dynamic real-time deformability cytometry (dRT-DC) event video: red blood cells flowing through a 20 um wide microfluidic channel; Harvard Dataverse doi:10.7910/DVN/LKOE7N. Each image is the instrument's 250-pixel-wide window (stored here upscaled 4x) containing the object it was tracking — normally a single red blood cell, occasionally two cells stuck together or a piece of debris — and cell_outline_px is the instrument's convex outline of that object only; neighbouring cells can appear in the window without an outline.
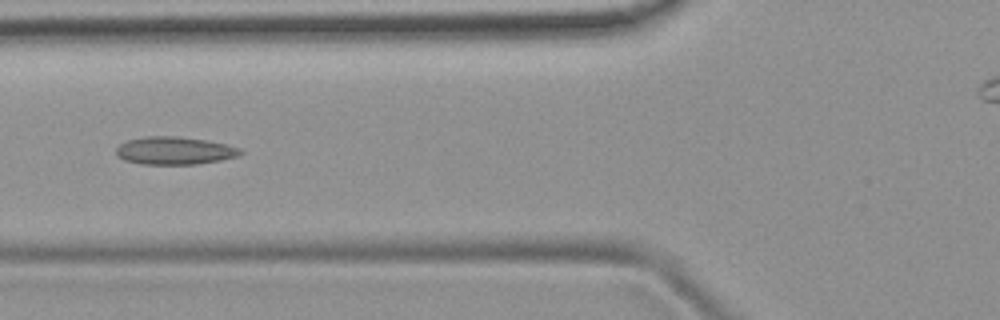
{"species": "common noctule bat (a hibernating species)", "species_latin": "Nyctalus noctula", "temperature_condition": "room temperature", "stored_images_in_passage": 38, "camera_frame_rate_fps": 3000, "um_per_image_px": 0.085, "animal": {"sex": "female", "body_mass_g": 19.9}, "frame": {"image": 1, "passage_image": 6, "time_ms": 1.667, "image_size_px": [1000, 320], "cell_outline_px": [[244, 152], [240, 156], [220, 160], [196, 164], [140, 164], [124, 160], [116, 156], [116, 148], [120, 144], [128, 140], [148, 136], [176, 136], [204, 140], [224, 144], [240, 148]], "centroid_in_image_um": [14.82, 12.81], "position_along_channel_um": 111.0, "area_um2": 20.06}}
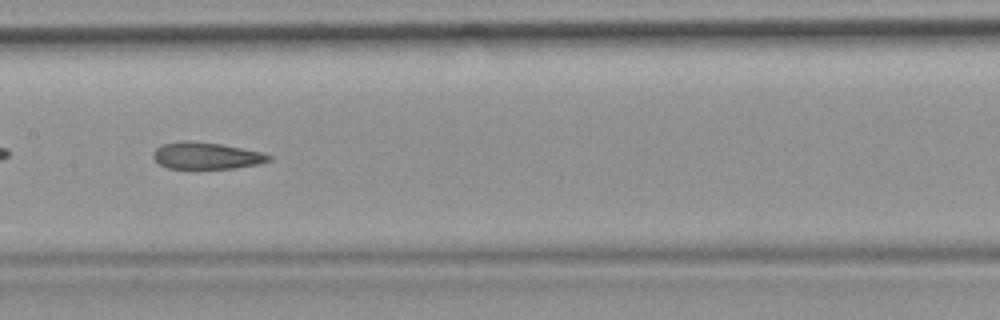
{"frame": {"image": 2, "passage_image": 12, "time_ms": 3.667, "image_size_px": [1000, 320], "cell_outline_px": [[272, 160], [256, 164], [236, 168], [196, 172], [192, 172], [168, 168], [160, 164], [152, 156], [152, 152], [160, 144], [184, 140], [188, 140], [220, 144], [260, 152], [272, 156]], "centroid_in_image_um": [17.46, 13.29], "position_along_channel_um": 189.9, "area_um2": 18.96}, "authors_computed_cell_mechanics": {"area_um2": 19.0162, "velocity_mm_per_s": 3.9546, "shape_relaxation_time_tau1_ms": null, "shape_relaxation_time_tau2_ms": 3.2359, "deformation_change_tau1": null, "deformation_change_tau2": 0.1134}}